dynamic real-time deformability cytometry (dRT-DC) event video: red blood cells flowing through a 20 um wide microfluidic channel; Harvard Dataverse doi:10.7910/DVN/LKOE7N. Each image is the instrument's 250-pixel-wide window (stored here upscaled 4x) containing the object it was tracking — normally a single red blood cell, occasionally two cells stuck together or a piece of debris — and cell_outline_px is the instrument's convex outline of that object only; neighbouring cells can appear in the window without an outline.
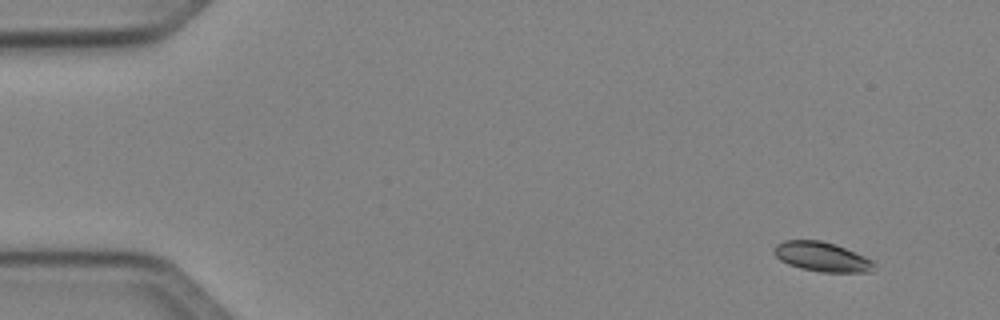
{"species": "Egyptian fruit bat (a non-hibernating species)", "species_latin": "Rousettus aegyptiacus", "temperature_condition": "cold", "stored_images_in_passage": 49, "segment_of_instrument_passage": [1, 2], "camera_frame_rate_fps": 3000, "um_per_image_px": 0.085, "animal": {"sex": "female"}, "frame": {"image": 1, "passage_image": 1, "time_ms": 0.0, "image_size_px": [1000, 320], "cell_outline_px": [[876, 264], [872, 272], [820, 272], [800, 268], [788, 264], [780, 260], [772, 252], [776, 244], [784, 240], [820, 240], [836, 244], [864, 256], [872, 260]], "centroid_in_image_um": [69.86, 21.82], "position_along_channel_um": 15.1, "area_um2": 17.34}}
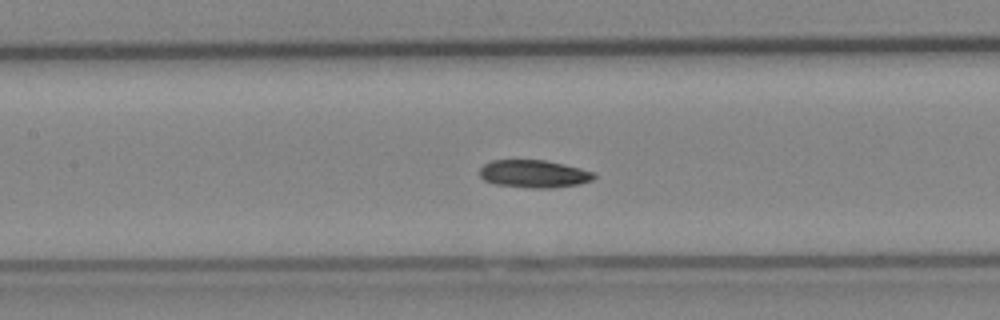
{"frame": {"image": 2, "passage_image": 21, "time_ms": 6.667, "image_size_px": [1000, 320], "cell_outline_px": [[596, 176], [592, 180], [580, 184], [552, 188], [532, 188], [492, 184], [484, 180], [480, 176], [480, 168], [484, 164], [492, 160], [544, 160], [564, 164], [596, 172]], "centroid_in_image_um": [45.39, 14.78], "position_along_channel_um": 162.0, "area_um2": 18.61}}
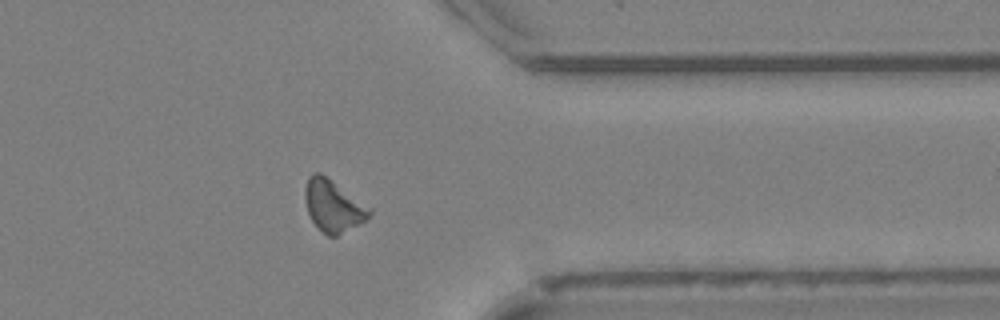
{"frame": {"image": 3, "passage_image": 38, "time_ms": 12.333, "image_size_px": [1000, 320], "cell_outline_px": [[372, 212], [364, 220], [336, 236], [328, 236], [312, 220], [308, 212], [304, 196], [304, 188], [308, 176], [312, 172], [320, 172], [372, 208]], "centroid_in_image_um": [28.29, 17.45], "position_along_channel_um": 383.1, "area_um2": 19.13}}